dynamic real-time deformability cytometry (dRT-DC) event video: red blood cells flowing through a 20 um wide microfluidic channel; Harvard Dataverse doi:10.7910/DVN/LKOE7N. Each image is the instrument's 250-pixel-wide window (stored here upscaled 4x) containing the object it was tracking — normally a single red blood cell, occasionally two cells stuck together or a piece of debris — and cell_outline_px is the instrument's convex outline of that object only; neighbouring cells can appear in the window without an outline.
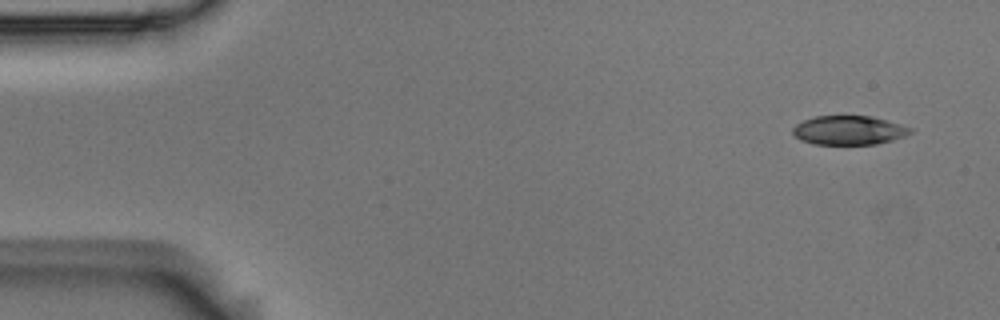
{"species": "Egyptian fruit bat (a non-hibernating species)", "species_latin": "Rousettus aegyptiacus", "temperature_condition": "room temperature", "stored_images_in_passage": 7, "camera_frame_rate_fps": 3000, "um_per_image_px": 0.085, "animal": {"sex": "male"}, "frame": {"image": 1, "passage_image": 1, "time_ms": 0.0, "image_size_px": [1000, 320], "cell_outline_px": [[916, 128], [912, 132], [904, 136], [892, 140], [876, 144], [812, 144], [800, 140], [792, 132], [792, 128], [796, 124], [804, 120], [816, 116], [872, 116]], "centroid_in_image_um": [72.18, 11.07], "position_along_channel_um": 12.8, "area_um2": 20.0}}
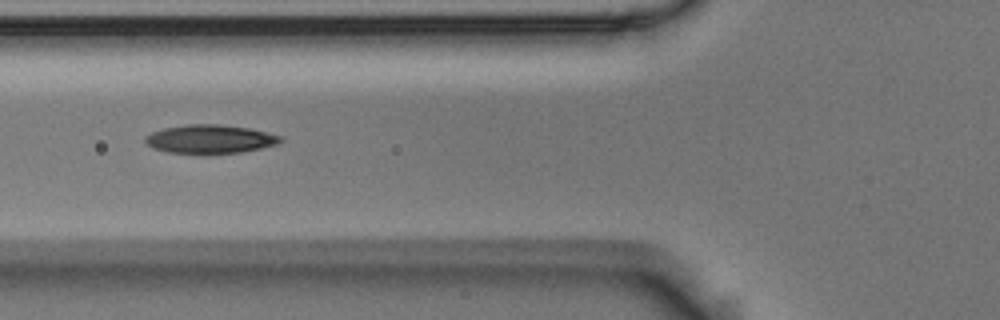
{"frame": {"image": 2, "passage_image": 6, "time_ms": 1.667, "image_size_px": [1000, 320], "cell_outline_px": [[284, 140], [276, 144], [260, 148], [240, 152], [204, 156], [168, 152], [152, 148], [144, 144], [144, 136], [152, 132], [164, 128], [188, 124], [220, 124], [252, 128], [284, 136]], "centroid_in_image_um": [17.84, 11.85], "position_along_channel_um": 108.0, "area_um2": 23.47}}
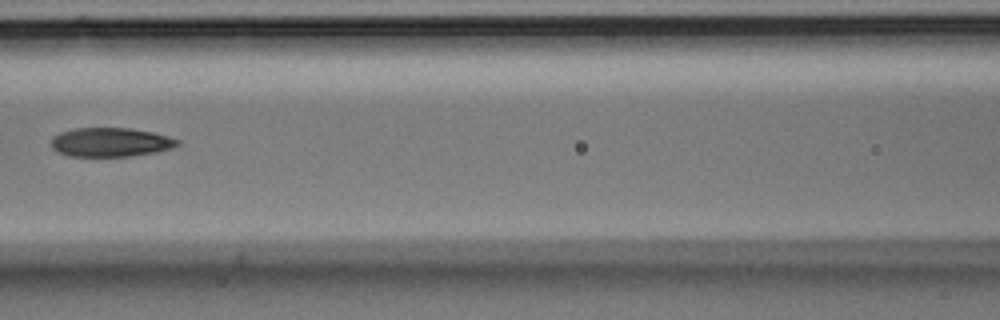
{"frame": {"image": 3, "passage_image": 7, "time_ms": 2.0, "image_size_px": [1000, 320], "cell_outline_px": [[180, 144], [172, 148], [156, 152], [132, 156], [68, 156], [56, 152], [52, 148], [52, 136], [60, 132], [76, 128], [128, 128], [152, 132], [168, 136], [180, 140]], "centroid_in_image_um": [9.39, 12.09], "position_along_channel_um": 157.2, "area_um2": 21.44}}